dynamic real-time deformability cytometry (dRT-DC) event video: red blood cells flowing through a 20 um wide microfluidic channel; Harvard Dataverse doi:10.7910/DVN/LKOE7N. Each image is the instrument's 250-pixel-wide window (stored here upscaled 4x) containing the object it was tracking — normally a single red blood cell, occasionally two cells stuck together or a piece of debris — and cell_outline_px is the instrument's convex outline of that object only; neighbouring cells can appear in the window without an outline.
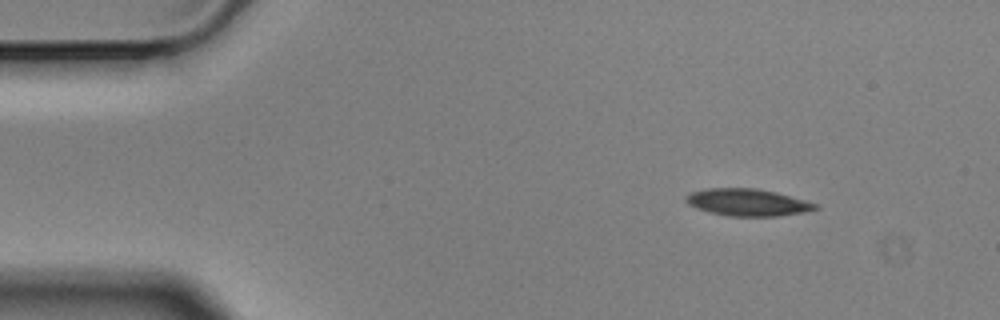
{"species": "Egyptian fruit bat (a non-hibernating species)", "species_latin": "Rousettus aegyptiacus", "temperature_condition": "cold", "stored_images_in_passage": 4, "segment_of_instrument_passage": [1, 2], "camera_frame_rate_fps": 3000, "um_per_image_px": 0.085, "animal": {"sex": "male"}, "frame": {"image": 1, "passage_image": 1, "time_ms": 0.0, "image_size_px": [1000, 320], "cell_outline_px": [[820, 208], [804, 212], [776, 216], [728, 216], [708, 212], [696, 208], [688, 204], [684, 200], [684, 196], [688, 192], [708, 188], [756, 188], [776, 192], [820, 204]], "centroid_in_image_um": [63.52, 17.19], "position_along_channel_um": 21.5, "area_um2": 20.69}}